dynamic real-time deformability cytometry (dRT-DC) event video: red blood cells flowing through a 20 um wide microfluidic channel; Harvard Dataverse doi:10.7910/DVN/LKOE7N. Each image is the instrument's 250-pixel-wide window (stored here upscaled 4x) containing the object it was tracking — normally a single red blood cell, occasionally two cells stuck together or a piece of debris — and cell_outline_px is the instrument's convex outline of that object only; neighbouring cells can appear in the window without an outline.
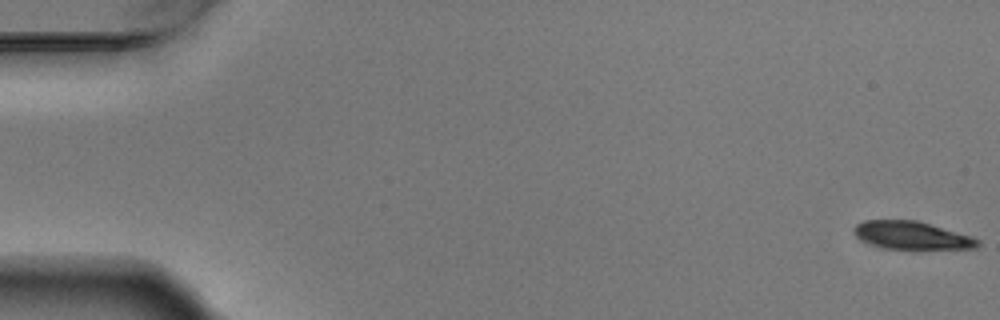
{"species": "Egyptian fruit bat (a non-hibernating species)", "species_latin": "Rousettus aegyptiacus", "temperature_condition": "warm", "stored_images_in_passage": 6, "camera_frame_rate_fps": 3000, "um_per_image_px": 0.085, "animal": {"sex": "male"}, "frame": {"image": 1, "passage_image": 1, "time_ms": 0.0, "image_size_px": [1000, 320], "cell_outline_px": [[980, 244], [976, 248], [884, 248], [868, 244], [856, 236], [852, 228], [856, 224], [864, 220], [916, 220], [972, 236], [980, 240]], "centroid_in_image_um": [77.46, 19.99], "position_along_channel_um": 7.5, "area_um2": 19.88}}
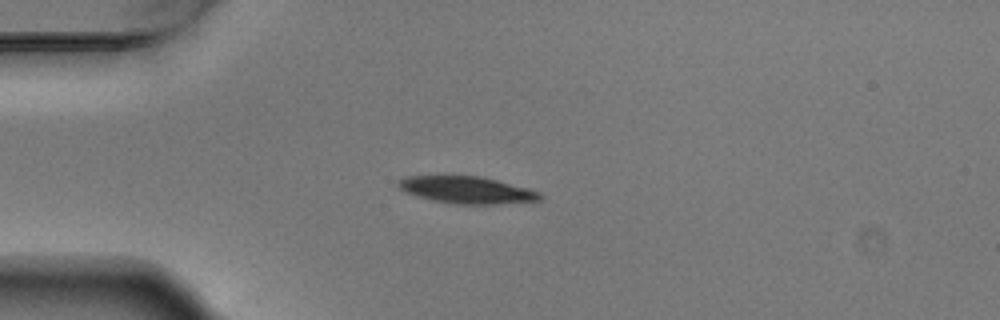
{"frame": {"image": 2, "passage_image": 4, "time_ms": 1.0, "image_size_px": [1000, 320], "cell_outline_px": [[544, 200], [492, 204], [456, 204], [432, 200], [404, 192], [396, 184], [400, 180], [408, 176], [480, 176], [496, 180], [540, 192], [544, 196]], "centroid_in_image_um": [39.69, 16.15], "position_along_channel_um": 45.3, "area_um2": 22.08}}
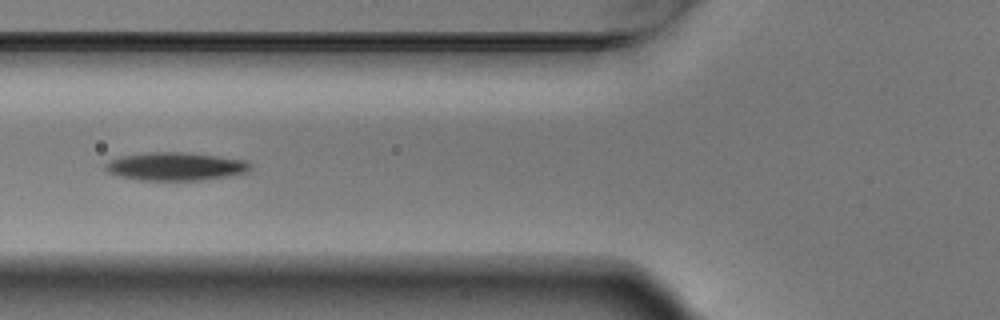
{"frame": {"image": 3, "passage_image": 6, "time_ms": 1.667, "image_size_px": [1000, 320], "cell_outline_px": [[252, 168], [248, 172], [228, 176], [204, 180], [140, 180], [120, 176], [108, 172], [104, 168], [104, 164], [108, 160], [120, 156], [148, 152], [188, 152], [248, 160], [252, 164]], "centroid_in_image_um": [14.95, 14.14], "position_along_channel_um": 110.9, "area_um2": 24.1}}